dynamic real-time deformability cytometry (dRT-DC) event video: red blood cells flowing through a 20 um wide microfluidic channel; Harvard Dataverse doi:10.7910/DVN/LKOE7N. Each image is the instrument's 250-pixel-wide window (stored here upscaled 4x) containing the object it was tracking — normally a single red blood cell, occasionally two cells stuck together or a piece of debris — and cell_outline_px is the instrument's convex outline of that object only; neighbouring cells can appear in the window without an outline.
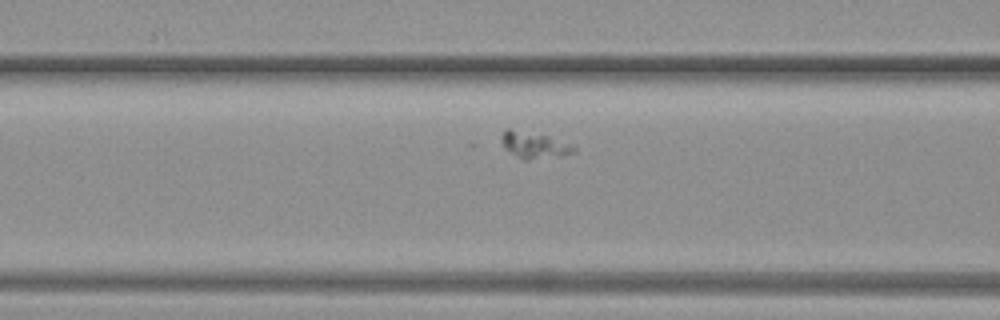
{"species": "common noctule bat (a hibernating species)", "species_latin": "Nyctalus noctula", "temperature_condition": "warm", "stored_images_in_passage": 41, "camera_frame_rate_fps": 3000, "um_per_image_px": 0.085, "animal": {"sex": "female", "body_mass_g": 19.3, "forearm_length_mm": 54.1}, "frame": {"image": 1, "passage_image": 12, "time_ms": 3.667, "image_size_px": [1000, 320], "cell_outline_px": [[576, 152], [560, 156], [528, 160], [524, 160], [516, 156], [504, 148], [500, 140], [500, 136], [508, 128], [548, 136], [568, 144], [576, 148]], "centroid_in_image_um": [45.36, 12.34], "position_along_channel_um": 121.2, "area_um2": 10.98}}
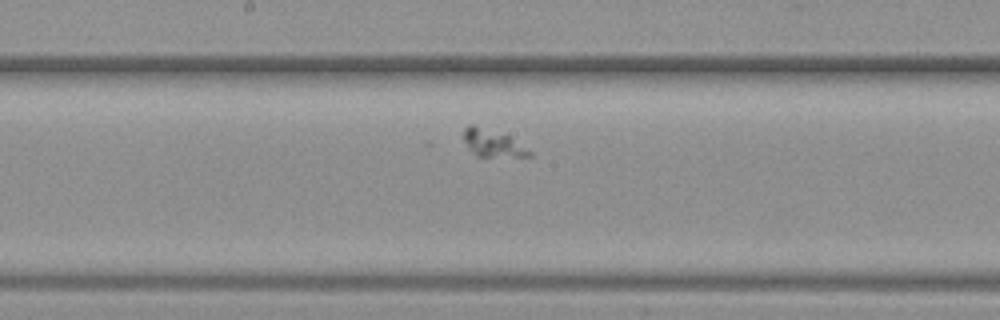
{"frame": {"image": 2, "passage_image": 18, "time_ms": 5.667, "image_size_px": [1000, 320], "cell_outline_px": [[532, 156], [476, 156], [468, 148], [464, 140], [464, 128], [468, 124], [472, 124], [508, 136], [532, 152]], "centroid_in_image_um": [41.83, 12.17], "position_along_channel_um": 206.4, "area_um2": 10.06}}
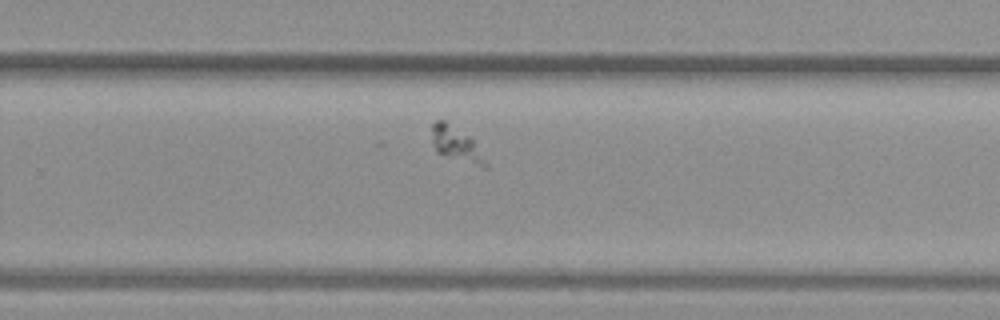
{"frame": {"image": 3, "passage_image": 24, "time_ms": 7.667, "image_size_px": [1000, 320], "cell_outline_px": [[488, 168], [448, 156], [436, 152], [432, 144], [432, 124], [436, 120], [444, 120], [468, 136], [472, 140], [488, 164]], "centroid_in_image_um": [38.71, 12.23], "position_along_channel_um": 291.1, "area_um2": 10.23}}